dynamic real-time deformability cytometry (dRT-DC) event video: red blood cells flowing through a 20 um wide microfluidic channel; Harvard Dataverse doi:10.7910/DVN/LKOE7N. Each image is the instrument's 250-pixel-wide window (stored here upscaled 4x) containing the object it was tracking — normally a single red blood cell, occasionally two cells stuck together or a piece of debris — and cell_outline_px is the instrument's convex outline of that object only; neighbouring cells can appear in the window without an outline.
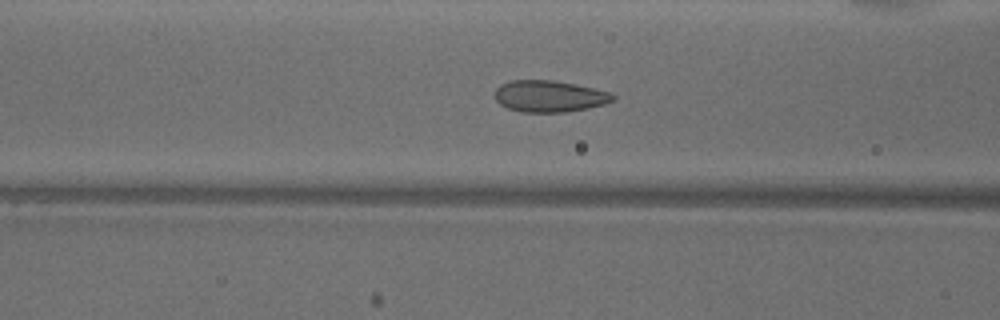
{"species": "common noctule bat (a hibernating species)", "species_latin": "Nyctalus noctula", "temperature_condition": "warm", "stored_images_in_passage": 50, "camera_frame_rate_fps": 3000, "um_per_image_px": 0.085, "animal": {"sex": "male", "body_mass_g": 18.8}, "frame": {"image": 1, "passage_image": 18, "time_ms": 5.667, "image_size_px": [1000, 320], "cell_outline_px": [[616, 100], [604, 104], [588, 108], [568, 112], [520, 112], [508, 108], [500, 104], [496, 100], [496, 88], [500, 84], [512, 80], [552, 80], [612, 92], [616, 96]], "centroid_in_image_um": [46.72, 8.19], "position_along_channel_um": 119.9, "area_um2": 21.73}}
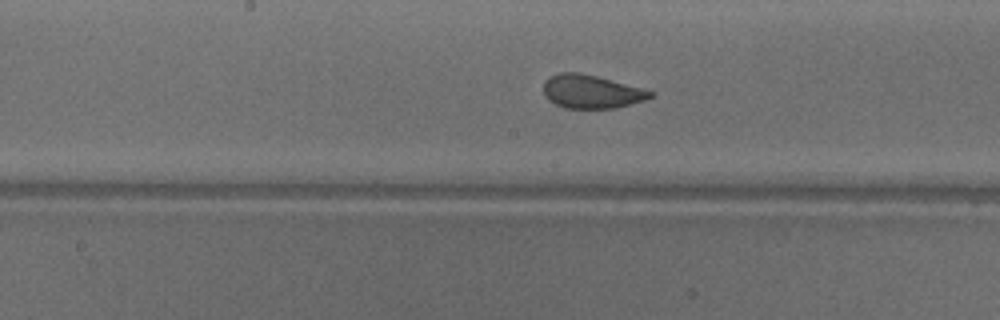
{"frame": {"image": 2, "passage_image": 24, "time_ms": 7.667, "image_size_px": [1000, 320], "cell_outline_px": [[656, 92], [652, 96], [644, 100], [616, 108], [564, 108], [548, 100], [544, 96], [544, 80], [548, 76], [560, 72], [580, 72], [596, 76]], "centroid_in_image_um": [50.22, 7.78], "position_along_channel_um": 198.0, "area_um2": 20.81}}
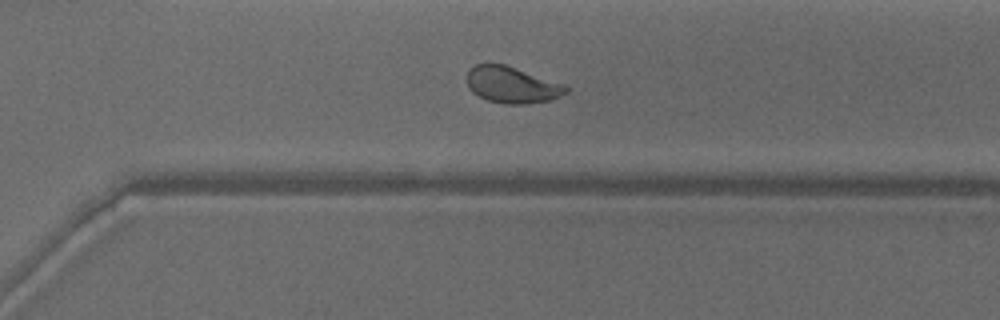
{"frame": {"image": 3, "passage_image": 34, "time_ms": 11.0, "image_size_px": [1000, 320], "cell_outline_px": [[568, 92], [560, 96], [548, 100], [528, 104], [508, 104], [488, 100], [472, 92], [468, 88], [468, 68], [476, 64], [504, 64], [564, 84], [568, 88]], "centroid_in_image_um": [43.51, 7.21], "position_along_channel_um": 327.1, "area_um2": 20.81}, "authors_computed_cell_mechanics": {"area_um2": 22.3975, "velocity_mm_per_s": 3.8833, "shape_relaxation_time_tau1_ms": 4.2117, "shape_relaxation_time_tau2_ms": null, "deformation_change_tau1": 0.1435, "deformation_change_tau2": null}}